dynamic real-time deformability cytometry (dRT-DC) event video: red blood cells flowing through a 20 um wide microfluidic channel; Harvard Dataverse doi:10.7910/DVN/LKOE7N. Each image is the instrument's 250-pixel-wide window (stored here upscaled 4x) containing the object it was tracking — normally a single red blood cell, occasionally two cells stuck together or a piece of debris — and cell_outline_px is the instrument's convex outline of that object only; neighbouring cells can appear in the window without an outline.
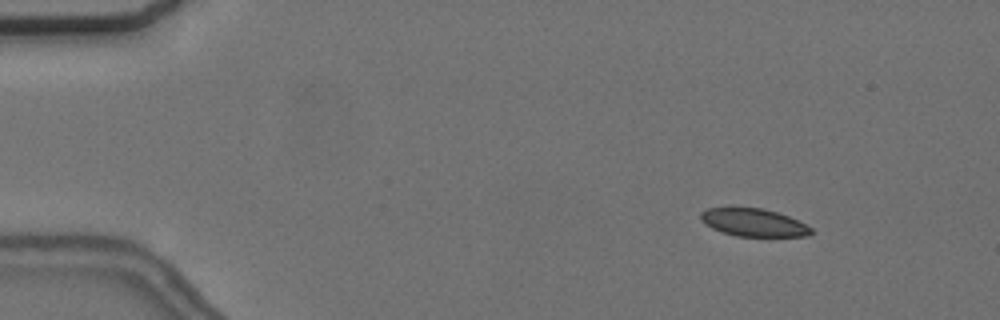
{"species": "common noctule bat (a hibernating species)", "species_latin": "Nyctalus noctula", "temperature_condition": "cold", "stored_images_in_passage": 5, "camera_frame_rate_fps": 3000, "um_per_image_px": 0.085, "animal": {"sex": "female", "body_mass_g": 24.6, "forearm_length_mm": 56.2}, "frame": {"image": 1, "passage_image": 1, "time_ms": 0.0, "image_size_px": [1000, 320], "cell_outline_px": [[812, 232], [808, 236], [736, 236], [712, 228], [704, 224], [700, 220], [700, 212], [708, 208], [732, 204], [760, 208], [776, 212], [788, 216], [812, 228]], "centroid_in_image_um": [63.95, 18.86], "position_along_channel_um": 21.1, "area_um2": 18.38}}